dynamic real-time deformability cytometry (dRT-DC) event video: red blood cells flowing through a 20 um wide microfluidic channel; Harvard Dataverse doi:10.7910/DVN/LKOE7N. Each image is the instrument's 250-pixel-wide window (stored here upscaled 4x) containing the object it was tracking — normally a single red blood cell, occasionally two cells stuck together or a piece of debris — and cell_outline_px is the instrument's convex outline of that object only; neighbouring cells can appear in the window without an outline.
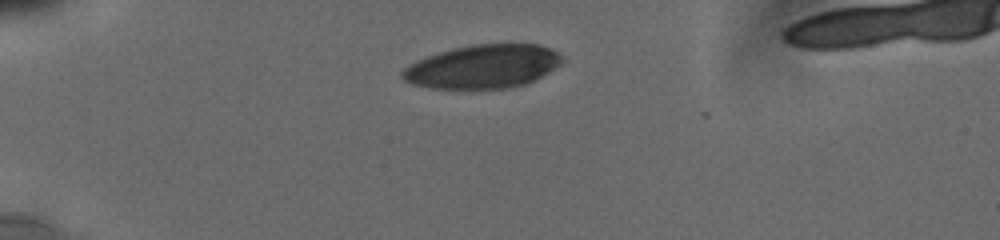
{"species": "human", "species_latin": "Homo sapiens", "temperature_condition": "cold", "stored_images_in_passage": 4, "camera_frame_rate_fps": 3000, "um_per_image_px": 0.085, "donor": {"sex": "male"}, "frame": {"image": 1, "passage_image": 1, "time_ms": 0.0, "image_size_px": [1000, 240], "cell_outline_px": [[564, 60], [560, 64], [536, 80], [528, 84], [512, 88], [472, 92], [432, 88], [412, 84], [404, 80], [400, 76], [400, 72], [404, 68], [428, 56], [452, 48], [472, 44], [536, 44], [548, 48], [556, 52]], "centroid_in_image_um": [41.03, 5.72], "position_along_channel_um": 44.0, "area_um2": 41.5}}